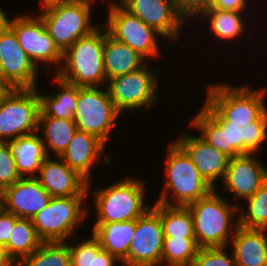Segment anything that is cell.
Here are the masks:
<instances>
[{
	"mask_svg": "<svg viewBox=\"0 0 267 266\" xmlns=\"http://www.w3.org/2000/svg\"><path fill=\"white\" fill-rule=\"evenodd\" d=\"M132 15L156 30L163 38L178 39L180 30L190 16L172 0H120Z\"/></svg>",
	"mask_w": 267,
	"mask_h": 266,
	"instance_id": "15",
	"label": "cell"
},
{
	"mask_svg": "<svg viewBox=\"0 0 267 266\" xmlns=\"http://www.w3.org/2000/svg\"><path fill=\"white\" fill-rule=\"evenodd\" d=\"M198 249L196 238H164L162 266H192Z\"/></svg>",
	"mask_w": 267,
	"mask_h": 266,
	"instance_id": "34",
	"label": "cell"
},
{
	"mask_svg": "<svg viewBox=\"0 0 267 266\" xmlns=\"http://www.w3.org/2000/svg\"><path fill=\"white\" fill-rule=\"evenodd\" d=\"M86 197H52L48 205L31 219L39 238L43 242H58L74 235L78 222L84 221L88 215L84 208Z\"/></svg>",
	"mask_w": 267,
	"mask_h": 266,
	"instance_id": "8",
	"label": "cell"
},
{
	"mask_svg": "<svg viewBox=\"0 0 267 266\" xmlns=\"http://www.w3.org/2000/svg\"><path fill=\"white\" fill-rule=\"evenodd\" d=\"M106 35V27H98L90 34L79 38L63 53L62 65L54 75L78 87L106 86L103 62Z\"/></svg>",
	"mask_w": 267,
	"mask_h": 266,
	"instance_id": "2",
	"label": "cell"
},
{
	"mask_svg": "<svg viewBox=\"0 0 267 266\" xmlns=\"http://www.w3.org/2000/svg\"><path fill=\"white\" fill-rule=\"evenodd\" d=\"M56 158L58 161L47 156L41 163L36 178L42 187L52 197L87 196L91 188L90 183L60 157Z\"/></svg>",
	"mask_w": 267,
	"mask_h": 266,
	"instance_id": "20",
	"label": "cell"
},
{
	"mask_svg": "<svg viewBox=\"0 0 267 266\" xmlns=\"http://www.w3.org/2000/svg\"><path fill=\"white\" fill-rule=\"evenodd\" d=\"M1 76H0V102L13 90Z\"/></svg>",
	"mask_w": 267,
	"mask_h": 266,
	"instance_id": "40",
	"label": "cell"
},
{
	"mask_svg": "<svg viewBox=\"0 0 267 266\" xmlns=\"http://www.w3.org/2000/svg\"><path fill=\"white\" fill-rule=\"evenodd\" d=\"M0 76L12 88H36V67L20 46L14 31L0 18Z\"/></svg>",
	"mask_w": 267,
	"mask_h": 266,
	"instance_id": "16",
	"label": "cell"
},
{
	"mask_svg": "<svg viewBox=\"0 0 267 266\" xmlns=\"http://www.w3.org/2000/svg\"><path fill=\"white\" fill-rule=\"evenodd\" d=\"M177 3L183 9V0H172Z\"/></svg>",
	"mask_w": 267,
	"mask_h": 266,
	"instance_id": "42",
	"label": "cell"
},
{
	"mask_svg": "<svg viewBox=\"0 0 267 266\" xmlns=\"http://www.w3.org/2000/svg\"><path fill=\"white\" fill-rule=\"evenodd\" d=\"M19 217L4 209L0 211V243L6 246L9 242L13 226Z\"/></svg>",
	"mask_w": 267,
	"mask_h": 266,
	"instance_id": "37",
	"label": "cell"
},
{
	"mask_svg": "<svg viewBox=\"0 0 267 266\" xmlns=\"http://www.w3.org/2000/svg\"><path fill=\"white\" fill-rule=\"evenodd\" d=\"M166 182L156 203L169 206H188L207 196L213 188L200 175L187 153L174 141L168 145ZM172 196L170 197L169 192ZM173 198L170 201V198ZM174 202V203H173Z\"/></svg>",
	"mask_w": 267,
	"mask_h": 266,
	"instance_id": "5",
	"label": "cell"
},
{
	"mask_svg": "<svg viewBox=\"0 0 267 266\" xmlns=\"http://www.w3.org/2000/svg\"><path fill=\"white\" fill-rule=\"evenodd\" d=\"M2 192L3 209L25 219H32L52 198L36 177H21Z\"/></svg>",
	"mask_w": 267,
	"mask_h": 266,
	"instance_id": "19",
	"label": "cell"
},
{
	"mask_svg": "<svg viewBox=\"0 0 267 266\" xmlns=\"http://www.w3.org/2000/svg\"><path fill=\"white\" fill-rule=\"evenodd\" d=\"M119 114L106 87H78L73 119L77 130L92 134L106 144Z\"/></svg>",
	"mask_w": 267,
	"mask_h": 266,
	"instance_id": "10",
	"label": "cell"
},
{
	"mask_svg": "<svg viewBox=\"0 0 267 266\" xmlns=\"http://www.w3.org/2000/svg\"><path fill=\"white\" fill-rule=\"evenodd\" d=\"M76 131L77 126L74 120L38 117L37 132L43 134L40 136L47 156L50 155L48 152L51 150L56 157H60L67 149Z\"/></svg>",
	"mask_w": 267,
	"mask_h": 266,
	"instance_id": "27",
	"label": "cell"
},
{
	"mask_svg": "<svg viewBox=\"0 0 267 266\" xmlns=\"http://www.w3.org/2000/svg\"><path fill=\"white\" fill-rule=\"evenodd\" d=\"M105 146L96 136L77 130L60 158L90 183L93 164L101 159Z\"/></svg>",
	"mask_w": 267,
	"mask_h": 266,
	"instance_id": "21",
	"label": "cell"
},
{
	"mask_svg": "<svg viewBox=\"0 0 267 266\" xmlns=\"http://www.w3.org/2000/svg\"><path fill=\"white\" fill-rule=\"evenodd\" d=\"M20 178L9 142H0V190L10 187Z\"/></svg>",
	"mask_w": 267,
	"mask_h": 266,
	"instance_id": "36",
	"label": "cell"
},
{
	"mask_svg": "<svg viewBox=\"0 0 267 266\" xmlns=\"http://www.w3.org/2000/svg\"><path fill=\"white\" fill-rule=\"evenodd\" d=\"M68 248L71 266H116V262H119L115 256L101 248L93 235L74 246L68 243Z\"/></svg>",
	"mask_w": 267,
	"mask_h": 266,
	"instance_id": "31",
	"label": "cell"
},
{
	"mask_svg": "<svg viewBox=\"0 0 267 266\" xmlns=\"http://www.w3.org/2000/svg\"><path fill=\"white\" fill-rule=\"evenodd\" d=\"M43 241L39 238L31 219L19 218L6 245L8 254L18 265L37 250Z\"/></svg>",
	"mask_w": 267,
	"mask_h": 266,
	"instance_id": "29",
	"label": "cell"
},
{
	"mask_svg": "<svg viewBox=\"0 0 267 266\" xmlns=\"http://www.w3.org/2000/svg\"><path fill=\"white\" fill-rule=\"evenodd\" d=\"M254 156L249 153L230 158L222 185L233 192L235 203L253 196L267 181V167Z\"/></svg>",
	"mask_w": 267,
	"mask_h": 266,
	"instance_id": "17",
	"label": "cell"
},
{
	"mask_svg": "<svg viewBox=\"0 0 267 266\" xmlns=\"http://www.w3.org/2000/svg\"><path fill=\"white\" fill-rule=\"evenodd\" d=\"M144 182L138 178L127 177L93 191L97 215L95 223L129 221L142 216L151 207L144 205Z\"/></svg>",
	"mask_w": 267,
	"mask_h": 266,
	"instance_id": "7",
	"label": "cell"
},
{
	"mask_svg": "<svg viewBox=\"0 0 267 266\" xmlns=\"http://www.w3.org/2000/svg\"><path fill=\"white\" fill-rule=\"evenodd\" d=\"M245 200L247 208L238 206V225L244 228L267 229V181L253 196Z\"/></svg>",
	"mask_w": 267,
	"mask_h": 266,
	"instance_id": "33",
	"label": "cell"
},
{
	"mask_svg": "<svg viewBox=\"0 0 267 266\" xmlns=\"http://www.w3.org/2000/svg\"><path fill=\"white\" fill-rule=\"evenodd\" d=\"M158 72L143 67L114 77L107 82V89L116 109L132 111L149 107L157 100Z\"/></svg>",
	"mask_w": 267,
	"mask_h": 266,
	"instance_id": "12",
	"label": "cell"
},
{
	"mask_svg": "<svg viewBox=\"0 0 267 266\" xmlns=\"http://www.w3.org/2000/svg\"><path fill=\"white\" fill-rule=\"evenodd\" d=\"M175 142L187 153L204 180L215 189V182L224 179L230 157L205 142L199 135L179 134Z\"/></svg>",
	"mask_w": 267,
	"mask_h": 266,
	"instance_id": "18",
	"label": "cell"
},
{
	"mask_svg": "<svg viewBox=\"0 0 267 266\" xmlns=\"http://www.w3.org/2000/svg\"><path fill=\"white\" fill-rule=\"evenodd\" d=\"M0 266H17L8 254L6 246L0 243Z\"/></svg>",
	"mask_w": 267,
	"mask_h": 266,
	"instance_id": "39",
	"label": "cell"
},
{
	"mask_svg": "<svg viewBox=\"0 0 267 266\" xmlns=\"http://www.w3.org/2000/svg\"><path fill=\"white\" fill-rule=\"evenodd\" d=\"M151 207L160 215L164 238H196L193 217L187 206L156 203Z\"/></svg>",
	"mask_w": 267,
	"mask_h": 266,
	"instance_id": "28",
	"label": "cell"
},
{
	"mask_svg": "<svg viewBox=\"0 0 267 266\" xmlns=\"http://www.w3.org/2000/svg\"><path fill=\"white\" fill-rule=\"evenodd\" d=\"M6 15L0 7V18L14 31L20 46L34 65L37 67L39 62L48 66L58 64L56 74L62 65L63 53L55 45L41 17L18 15L9 20Z\"/></svg>",
	"mask_w": 267,
	"mask_h": 266,
	"instance_id": "11",
	"label": "cell"
},
{
	"mask_svg": "<svg viewBox=\"0 0 267 266\" xmlns=\"http://www.w3.org/2000/svg\"><path fill=\"white\" fill-rule=\"evenodd\" d=\"M267 229L238 225L229 244L237 266H267Z\"/></svg>",
	"mask_w": 267,
	"mask_h": 266,
	"instance_id": "22",
	"label": "cell"
},
{
	"mask_svg": "<svg viewBox=\"0 0 267 266\" xmlns=\"http://www.w3.org/2000/svg\"><path fill=\"white\" fill-rule=\"evenodd\" d=\"M108 20L104 24L108 33L116 40L128 45L144 58L158 57V37L162 35L129 13L119 2L109 4Z\"/></svg>",
	"mask_w": 267,
	"mask_h": 266,
	"instance_id": "13",
	"label": "cell"
},
{
	"mask_svg": "<svg viewBox=\"0 0 267 266\" xmlns=\"http://www.w3.org/2000/svg\"><path fill=\"white\" fill-rule=\"evenodd\" d=\"M94 1L55 0L42 4L39 16L62 53L79 38L98 28L90 22L91 7Z\"/></svg>",
	"mask_w": 267,
	"mask_h": 266,
	"instance_id": "6",
	"label": "cell"
},
{
	"mask_svg": "<svg viewBox=\"0 0 267 266\" xmlns=\"http://www.w3.org/2000/svg\"><path fill=\"white\" fill-rule=\"evenodd\" d=\"M17 266H71L67 241L43 242Z\"/></svg>",
	"mask_w": 267,
	"mask_h": 266,
	"instance_id": "32",
	"label": "cell"
},
{
	"mask_svg": "<svg viewBox=\"0 0 267 266\" xmlns=\"http://www.w3.org/2000/svg\"><path fill=\"white\" fill-rule=\"evenodd\" d=\"M53 80V83L61 88L60 92H56L53 96L38 93L40 99L39 117L73 120L77 108L78 86L65 82L56 75Z\"/></svg>",
	"mask_w": 267,
	"mask_h": 266,
	"instance_id": "26",
	"label": "cell"
},
{
	"mask_svg": "<svg viewBox=\"0 0 267 266\" xmlns=\"http://www.w3.org/2000/svg\"><path fill=\"white\" fill-rule=\"evenodd\" d=\"M225 248H199L192 266H237L233 253L228 254Z\"/></svg>",
	"mask_w": 267,
	"mask_h": 266,
	"instance_id": "35",
	"label": "cell"
},
{
	"mask_svg": "<svg viewBox=\"0 0 267 266\" xmlns=\"http://www.w3.org/2000/svg\"><path fill=\"white\" fill-rule=\"evenodd\" d=\"M3 209V192L0 190V211Z\"/></svg>",
	"mask_w": 267,
	"mask_h": 266,
	"instance_id": "41",
	"label": "cell"
},
{
	"mask_svg": "<svg viewBox=\"0 0 267 266\" xmlns=\"http://www.w3.org/2000/svg\"><path fill=\"white\" fill-rule=\"evenodd\" d=\"M246 2V0H209L200 8H214L219 10L242 12L248 5Z\"/></svg>",
	"mask_w": 267,
	"mask_h": 266,
	"instance_id": "38",
	"label": "cell"
},
{
	"mask_svg": "<svg viewBox=\"0 0 267 266\" xmlns=\"http://www.w3.org/2000/svg\"><path fill=\"white\" fill-rule=\"evenodd\" d=\"M55 0H41V5Z\"/></svg>",
	"mask_w": 267,
	"mask_h": 266,
	"instance_id": "43",
	"label": "cell"
},
{
	"mask_svg": "<svg viewBox=\"0 0 267 266\" xmlns=\"http://www.w3.org/2000/svg\"><path fill=\"white\" fill-rule=\"evenodd\" d=\"M40 99L36 88H14L0 102V142L37 132Z\"/></svg>",
	"mask_w": 267,
	"mask_h": 266,
	"instance_id": "9",
	"label": "cell"
},
{
	"mask_svg": "<svg viewBox=\"0 0 267 266\" xmlns=\"http://www.w3.org/2000/svg\"><path fill=\"white\" fill-rule=\"evenodd\" d=\"M136 229V219L112 223H94L92 235L101 248L119 261H123L129 250Z\"/></svg>",
	"mask_w": 267,
	"mask_h": 266,
	"instance_id": "24",
	"label": "cell"
},
{
	"mask_svg": "<svg viewBox=\"0 0 267 266\" xmlns=\"http://www.w3.org/2000/svg\"><path fill=\"white\" fill-rule=\"evenodd\" d=\"M146 59L128 45L114 39L107 31L104 40L103 62L106 80L135 71Z\"/></svg>",
	"mask_w": 267,
	"mask_h": 266,
	"instance_id": "23",
	"label": "cell"
},
{
	"mask_svg": "<svg viewBox=\"0 0 267 266\" xmlns=\"http://www.w3.org/2000/svg\"><path fill=\"white\" fill-rule=\"evenodd\" d=\"M190 126L199 136L230 158L257 153L267 139V110L247 123L216 122L203 108L191 119Z\"/></svg>",
	"mask_w": 267,
	"mask_h": 266,
	"instance_id": "1",
	"label": "cell"
},
{
	"mask_svg": "<svg viewBox=\"0 0 267 266\" xmlns=\"http://www.w3.org/2000/svg\"><path fill=\"white\" fill-rule=\"evenodd\" d=\"M203 109L216 122L251 123L266 110V89L254 90L248 85L234 87L228 84H211L207 89Z\"/></svg>",
	"mask_w": 267,
	"mask_h": 266,
	"instance_id": "4",
	"label": "cell"
},
{
	"mask_svg": "<svg viewBox=\"0 0 267 266\" xmlns=\"http://www.w3.org/2000/svg\"><path fill=\"white\" fill-rule=\"evenodd\" d=\"M164 243L160 215L150 207L136 219V229L129 245L124 266H162Z\"/></svg>",
	"mask_w": 267,
	"mask_h": 266,
	"instance_id": "14",
	"label": "cell"
},
{
	"mask_svg": "<svg viewBox=\"0 0 267 266\" xmlns=\"http://www.w3.org/2000/svg\"><path fill=\"white\" fill-rule=\"evenodd\" d=\"M8 142L15 157L16 168L20 176L36 177L41 163L47 157L44 144L38 132L20 136Z\"/></svg>",
	"mask_w": 267,
	"mask_h": 266,
	"instance_id": "25",
	"label": "cell"
},
{
	"mask_svg": "<svg viewBox=\"0 0 267 266\" xmlns=\"http://www.w3.org/2000/svg\"><path fill=\"white\" fill-rule=\"evenodd\" d=\"M215 191L213 189L204 198L187 206L193 217L196 243L199 248H228V243L235 233L232 231L238 227V220L236 226L234 224L232 226L231 219L239 212V204H230L225 197Z\"/></svg>",
	"mask_w": 267,
	"mask_h": 266,
	"instance_id": "3",
	"label": "cell"
},
{
	"mask_svg": "<svg viewBox=\"0 0 267 266\" xmlns=\"http://www.w3.org/2000/svg\"><path fill=\"white\" fill-rule=\"evenodd\" d=\"M209 17L212 33L221 40L238 38L244 32L242 13L214 8H199L190 18L195 15Z\"/></svg>",
	"mask_w": 267,
	"mask_h": 266,
	"instance_id": "30",
	"label": "cell"
}]
</instances>
